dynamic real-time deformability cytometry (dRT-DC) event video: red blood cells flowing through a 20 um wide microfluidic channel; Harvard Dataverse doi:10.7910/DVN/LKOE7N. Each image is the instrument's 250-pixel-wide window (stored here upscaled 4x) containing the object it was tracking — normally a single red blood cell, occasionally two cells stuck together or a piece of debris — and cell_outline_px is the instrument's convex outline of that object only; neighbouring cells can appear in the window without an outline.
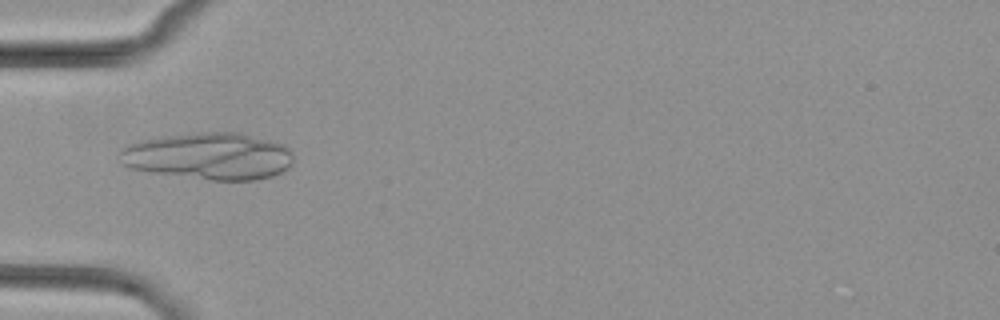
{"species": "common noctule bat (a hibernating species)", "species_latin": "Nyctalus noctula", "temperature_condition": "cold", "stored_images_in_passage": 39, "camera_frame_rate_fps": 3000, "um_per_image_px": 0.085, "animal": {"sex": "female", "body_mass_g": 29.2, "forearm_length_mm": 56.3}, "frame": {"image": 1, "passage_image": 4, "time_ms": 1.0, "image_size_px": [1000, 320], "cell_outline_px": [[292, 164], [288, 168], [272, 176], [256, 180], [212, 180], [128, 168], [120, 164], [116, 152], [120, 148], [128, 144], [140, 140], [160, 136], [200, 132], [240, 132], [284, 144], [292, 152]], "centroid_in_image_um": [17.71, 13.25], "position_along_channel_um": 67.3, "area_um2": 47.92}}
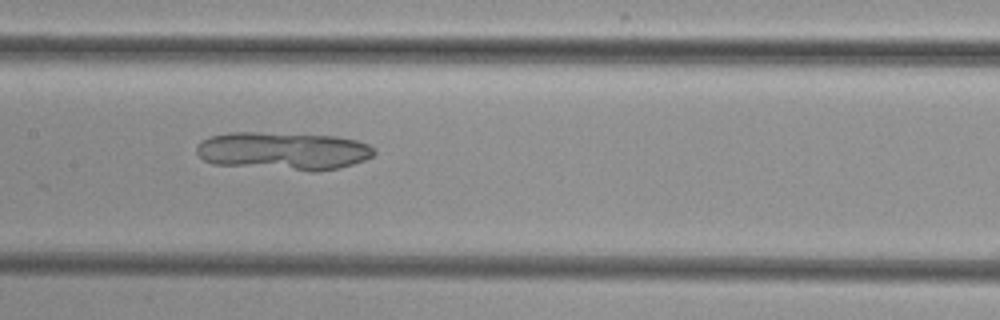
{"frame": {"image": 2, "passage_image": 13, "time_ms": 4.0, "image_size_px": [1000, 320], "cell_outline_px": [[376, 152], [372, 156], [364, 160], [340, 168], [316, 172], [312, 172], [212, 164], [204, 160], [196, 152], [196, 148], [200, 140], [212, 136], [228, 132], [256, 132], [336, 136], [356, 140], [368, 144], [376, 148]], "centroid_in_image_um": [24.08, 12.84], "position_along_channel_um": 183.3, "area_um2": 39.77}}
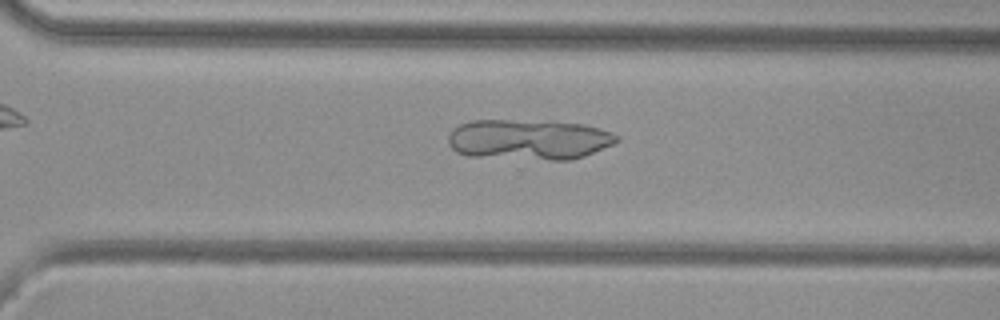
{"frame": {"image": 3, "passage_image": 24, "time_ms": 7.667, "image_size_px": [1000, 320], "cell_outline_px": [[620, 140], [616, 144], [584, 156], [568, 160], [552, 160], [468, 156], [456, 152], [448, 144], [448, 136], [452, 128], [460, 124], [472, 120], [552, 120], [584, 124], [600, 128], [612, 132], [620, 136]], "centroid_in_image_um": [44.99, 11.84], "position_along_channel_um": 325.6, "area_um2": 40.52}}